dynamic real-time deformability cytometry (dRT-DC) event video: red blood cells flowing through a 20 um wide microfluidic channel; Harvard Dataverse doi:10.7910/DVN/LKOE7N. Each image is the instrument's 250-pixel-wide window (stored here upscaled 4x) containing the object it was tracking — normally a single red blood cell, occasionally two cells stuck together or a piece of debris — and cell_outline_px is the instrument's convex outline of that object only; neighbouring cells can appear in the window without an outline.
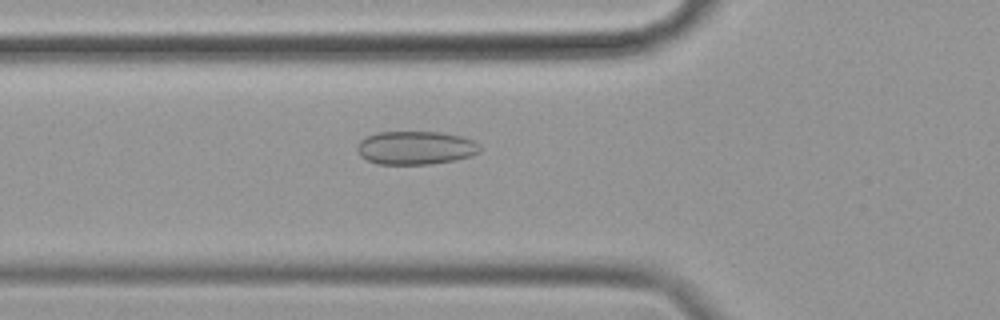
{"species": "common noctule bat (a hibernating species)", "species_latin": "Nyctalus noctula", "temperature_condition": "cold", "stored_images_in_passage": 58, "camera_frame_rate_fps": 3000, "um_per_image_px": 0.085, "animal": {"sex": "female", "body_mass_g": 19.9}, "frame": {"image": 1, "passage_image": 20, "time_ms": 6.333, "image_size_px": [1000, 320], "cell_outline_px": [[484, 148], [480, 152], [472, 156], [452, 160], [428, 164], [376, 164], [360, 156], [356, 148], [356, 144], [360, 140], [376, 132], [440, 132], [460, 136], [472, 140], [480, 144]], "centroid_in_image_um": [35.33, 12.56], "position_along_channel_um": 90.5, "area_um2": 24.04}}
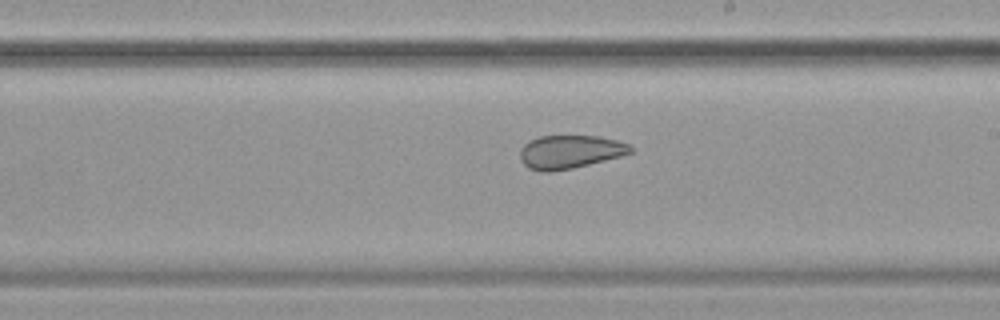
{"frame": {"image": 2, "passage_image": 33, "time_ms": 10.667, "image_size_px": [1000, 320], "cell_outline_px": [[632, 152], [620, 156], [572, 168], [552, 172], [540, 172], [528, 168], [520, 160], [520, 148], [524, 144], [540, 136], [600, 136], [616, 140], [628, 144], [632, 148]], "centroid_in_image_um": [48.4, 12.91], "position_along_channel_um": 240.6, "area_um2": 21.39}}
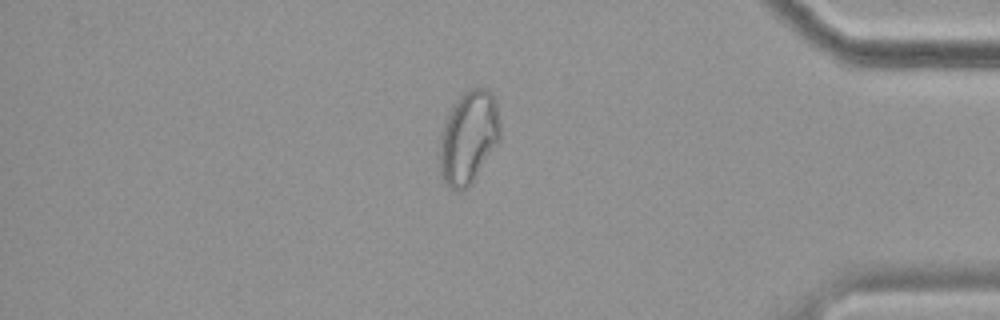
{"frame": {"image": 3, "passage_image": 49, "time_ms": 16.0, "image_size_px": [1000, 320], "cell_outline_px": [[500, 140], [472, 184], [468, 188], [460, 192], [456, 192], [444, 184], [440, 176], [440, 136], [444, 120], [452, 104], [464, 92], [472, 88], [484, 88], [492, 92], [496, 104], [500, 120]], "centroid_in_image_um": [39.81, 11.72], "position_along_channel_um": 395.4, "area_um2": 33.41}, "authors_computed_cell_mechanics": {"area_um2": 28.5243, "velocity_mm_per_s": 3.4781, "shape_relaxation_time_tau1_ms": null, "shape_relaxation_time_tau2_ms": 1.8317, "deformation_change_tau1": null, "deformation_change_tau2": 0.0645}}